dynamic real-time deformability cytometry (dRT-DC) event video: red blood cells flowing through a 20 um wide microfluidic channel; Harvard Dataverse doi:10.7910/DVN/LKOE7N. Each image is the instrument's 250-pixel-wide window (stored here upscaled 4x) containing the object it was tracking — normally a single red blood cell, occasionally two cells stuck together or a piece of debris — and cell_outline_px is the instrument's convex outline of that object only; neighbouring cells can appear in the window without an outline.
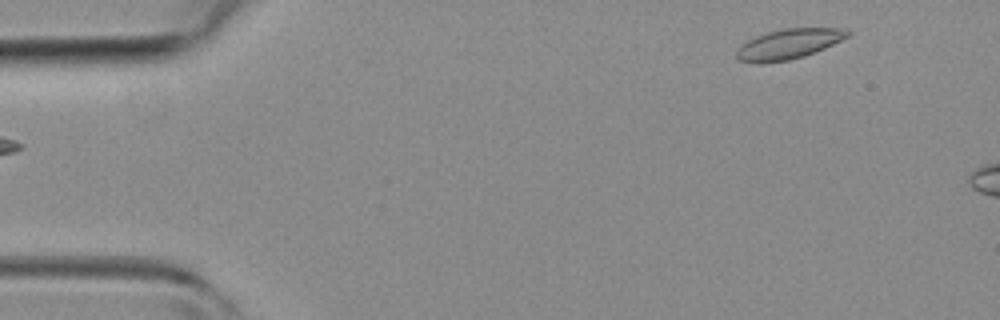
{"species": "common noctule bat (a hibernating species)", "species_latin": "Nyctalus noctula", "temperature_condition": "room temperature", "stored_images_in_passage": 4, "camera_frame_rate_fps": 3000, "um_per_image_px": 0.085, "animal": {"sex": "female", "body_mass_g": 19.3, "forearm_length_mm": 54.1}, "frame": {"image": 1, "passage_image": 4, "time_ms": 3.333, "image_size_px": [1000, 320], "cell_outline_px": [[852, 32], [848, 36], [824, 48], [804, 56], [788, 60], [764, 64], [756, 64], [740, 60], [736, 56], [736, 52], [748, 40], [756, 36], [768, 32], [784, 28], [840, 28]], "centroid_in_image_um": [67.02, 3.75], "position_along_channel_um": 18.0, "area_um2": 19.25}}